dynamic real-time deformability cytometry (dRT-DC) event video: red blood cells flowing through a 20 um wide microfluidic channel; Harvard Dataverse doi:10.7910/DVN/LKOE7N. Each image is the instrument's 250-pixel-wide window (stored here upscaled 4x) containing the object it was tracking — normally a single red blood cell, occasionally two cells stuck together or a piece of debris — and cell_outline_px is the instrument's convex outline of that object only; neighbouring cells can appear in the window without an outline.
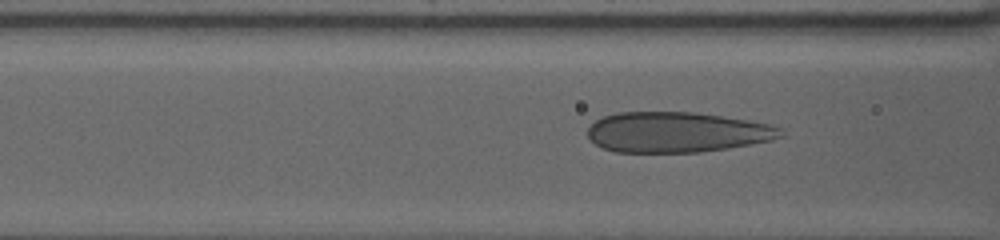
{"species": "human", "species_latin": "Homo sapiens", "temperature_condition": "warm", "stored_images_in_passage": 19, "camera_frame_rate_fps": 3000, "um_per_image_px": 0.085, "donor": {"sex": "female"}, "frame": {"image": 1, "passage_image": 8, "time_ms": 2.0, "image_size_px": [1000, 240], "cell_outline_px": [[784, 136], [772, 140], [700, 152], [616, 152], [604, 148], [596, 144], [588, 136], [588, 128], [596, 120], [604, 116], [616, 112], [692, 112], [748, 120], [768, 124], [780, 128]], "centroid_in_image_um": [57.51, 11.23], "position_along_channel_um": 109.1, "area_um2": 45.03}}
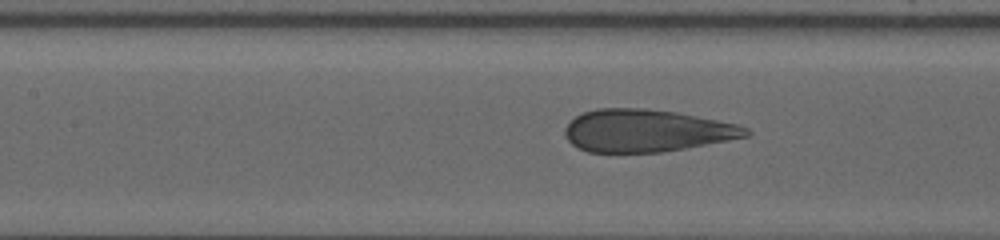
{"frame": {"image": 2, "passage_image": 14, "time_ms": 3.667, "image_size_px": [1000, 240], "cell_outline_px": [[752, 132], [748, 136], [728, 140], [684, 148], [660, 152], [588, 152], [572, 144], [568, 140], [564, 132], [564, 128], [576, 116], [584, 112], [596, 108], [644, 108], [676, 112], [736, 124], [748, 128]], "centroid_in_image_um": [54.93, 11.1], "position_along_channel_um": 152.5, "area_um2": 44.39}}